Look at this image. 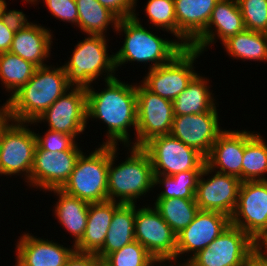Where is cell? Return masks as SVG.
<instances>
[{"label": "cell", "instance_id": "6da1fadb", "mask_svg": "<svg viewBox=\"0 0 267 266\" xmlns=\"http://www.w3.org/2000/svg\"><path fill=\"white\" fill-rule=\"evenodd\" d=\"M105 83L107 88L99 93L92 86L86 88L87 121L99 119L108 126V138L102 145L117 146L119 141L129 147L128 127L137 129L136 85L126 84L116 77Z\"/></svg>", "mask_w": 267, "mask_h": 266}, {"label": "cell", "instance_id": "7a4b0ae2", "mask_svg": "<svg viewBox=\"0 0 267 266\" xmlns=\"http://www.w3.org/2000/svg\"><path fill=\"white\" fill-rule=\"evenodd\" d=\"M70 87L63 65L37 67L31 79L7 99L14 121H35Z\"/></svg>", "mask_w": 267, "mask_h": 266}, {"label": "cell", "instance_id": "3957f363", "mask_svg": "<svg viewBox=\"0 0 267 266\" xmlns=\"http://www.w3.org/2000/svg\"><path fill=\"white\" fill-rule=\"evenodd\" d=\"M115 31L125 33L123 46L114 54L116 69L128 61L151 62L148 69H154L169 63L185 48L177 39L166 40L144 28L136 12L131 18L120 19Z\"/></svg>", "mask_w": 267, "mask_h": 266}, {"label": "cell", "instance_id": "277c9868", "mask_svg": "<svg viewBox=\"0 0 267 266\" xmlns=\"http://www.w3.org/2000/svg\"><path fill=\"white\" fill-rule=\"evenodd\" d=\"M117 149V146L110 145L108 200L122 204H136L139 196L154 188L150 157L141 147H130L128 148L130 157L128 155L124 162L114 167Z\"/></svg>", "mask_w": 267, "mask_h": 266}, {"label": "cell", "instance_id": "5b68a950", "mask_svg": "<svg viewBox=\"0 0 267 266\" xmlns=\"http://www.w3.org/2000/svg\"><path fill=\"white\" fill-rule=\"evenodd\" d=\"M87 36L76 44L72 57L63 65L68 82L73 87L87 88L103 73L105 81L115 78L114 54L107 53L106 36Z\"/></svg>", "mask_w": 267, "mask_h": 266}, {"label": "cell", "instance_id": "8992f818", "mask_svg": "<svg viewBox=\"0 0 267 266\" xmlns=\"http://www.w3.org/2000/svg\"><path fill=\"white\" fill-rule=\"evenodd\" d=\"M109 163L110 145L101 144L88 156L82 153L61 190L89 203L107 201Z\"/></svg>", "mask_w": 267, "mask_h": 266}, {"label": "cell", "instance_id": "52a82bcc", "mask_svg": "<svg viewBox=\"0 0 267 266\" xmlns=\"http://www.w3.org/2000/svg\"><path fill=\"white\" fill-rule=\"evenodd\" d=\"M150 157L153 174L172 176L188 170H203L206 158L170 134L156 136L141 147Z\"/></svg>", "mask_w": 267, "mask_h": 266}, {"label": "cell", "instance_id": "ba28073f", "mask_svg": "<svg viewBox=\"0 0 267 266\" xmlns=\"http://www.w3.org/2000/svg\"><path fill=\"white\" fill-rule=\"evenodd\" d=\"M257 243L240 228L229 225L208 247L193 256L186 266H244Z\"/></svg>", "mask_w": 267, "mask_h": 266}, {"label": "cell", "instance_id": "9c48e42d", "mask_svg": "<svg viewBox=\"0 0 267 266\" xmlns=\"http://www.w3.org/2000/svg\"><path fill=\"white\" fill-rule=\"evenodd\" d=\"M199 55V50L185 47L169 63L149 69L141 84L150 92L173 101L197 74L193 63Z\"/></svg>", "mask_w": 267, "mask_h": 266}, {"label": "cell", "instance_id": "30bf717a", "mask_svg": "<svg viewBox=\"0 0 267 266\" xmlns=\"http://www.w3.org/2000/svg\"><path fill=\"white\" fill-rule=\"evenodd\" d=\"M26 122L13 121L0 139V175H25L30 183L34 151L37 145L36 133ZM20 173V174H19Z\"/></svg>", "mask_w": 267, "mask_h": 266}, {"label": "cell", "instance_id": "8fae6325", "mask_svg": "<svg viewBox=\"0 0 267 266\" xmlns=\"http://www.w3.org/2000/svg\"><path fill=\"white\" fill-rule=\"evenodd\" d=\"M231 225L256 243L267 235V180L242 182Z\"/></svg>", "mask_w": 267, "mask_h": 266}, {"label": "cell", "instance_id": "7c38bea8", "mask_svg": "<svg viewBox=\"0 0 267 266\" xmlns=\"http://www.w3.org/2000/svg\"><path fill=\"white\" fill-rule=\"evenodd\" d=\"M137 129L136 142L132 147H142L150 139L170 134L174 110L173 102L136 85Z\"/></svg>", "mask_w": 267, "mask_h": 266}, {"label": "cell", "instance_id": "4fadbf2b", "mask_svg": "<svg viewBox=\"0 0 267 266\" xmlns=\"http://www.w3.org/2000/svg\"><path fill=\"white\" fill-rule=\"evenodd\" d=\"M77 144L68 151H46L36 145L30 174V186L43 190L61 189L68 181L83 153Z\"/></svg>", "mask_w": 267, "mask_h": 266}, {"label": "cell", "instance_id": "5bb4252c", "mask_svg": "<svg viewBox=\"0 0 267 266\" xmlns=\"http://www.w3.org/2000/svg\"><path fill=\"white\" fill-rule=\"evenodd\" d=\"M214 173L206 164L197 183L195 200L199 210L223 213L231 218L239 196L242 181L235 176L215 171ZM207 180L203 176H207Z\"/></svg>", "mask_w": 267, "mask_h": 266}, {"label": "cell", "instance_id": "9a60e30c", "mask_svg": "<svg viewBox=\"0 0 267 266\" xmlns=\"http://www.w3.org/2000/svg\"><path fill=\"white\" fill-rule=\"evenodd\" d=\"M42 121L47 122L49 130L63 132L74 138L83 133L87 124L86 88L71 87L30 125Z\"/></svg>", "mask_w": 267, "mask_h": 266}, {"label": "cell", "instance_id": "2e32d148", "mask_svg": "<svg viewBox=\"0 0 267 266\" xmlns=\"http://www.w3.org/2000/svg\"><path fill=\"white\" fill-rule=\"evenodd\" d=\"M135 240L155 258H177V235L153 207L137 209Z\"/></svg>", "mask_w": 267, "mask_h": 266}, {"label": "cell", "instance_id": "e0dca14e", "mask_svg": "<svg viewBox=\"0 0 267 266\" xmlns=\"http://www.w3.org/2000/svg\"><path fill=\"white\" fill-rule=\"evenodd\" d=\"M219 124L217 110L174 116L170 135L196 149L206 158L212 145L224 131Z\"/></svg>", "mask_w": 267, "mask_h": 266}, {"label": "cell", "instance_id": "ac0fdd59", "mask_svg": "<svg viewBox=\"0 0 267 266\" xmlns=\"http://www.w3.org/2000/svg\"><path fill=\"white\" fill-rule=\"evenodd\" d=\"M231 224L229 216L215 211L199 210L189 226L177 234V258L192 253L187 262L208 247Z\"/></svg>", "mask_w": 267, "mask_h": 266}, {"label": "cell", "instance_id": "d6986e66", "mask_svg": "<svg viewBox=\"0 0 267 266\" xmlns=\"http://www.w3.org/2000/svg\"><path fill=\"white\" fill-rule=\"evenodd\" d=\"M244 29L243 17L237 0H219L212 11L205 31L190 47L202 53L207 49L206 47L215 42V38L218 37L223 43Z\"/></svg>", "mask_w": 267, "mask_h": 266}, {"label": "cell", "instance_id": "ffe728a7", "mask_svg": "<svg viewBox=\"0 0 267 266\" xmlns=\"http://www.w3.org/2000/svg\"><path fill=\"white\" fill-rule=\"evenodd\" d=\"M52 241L24 233L16 244L15 266H64L75 246L67 248Z\"/></svg>", "mask_w": 267, "mask_h": 266}, {"label": "cell", "instance_id": "44dd1931", "mask_svg": "<svg viewBox=\"0 0 267 266\" xmlns=\"http://www.w3.org/2000/svg\"><path fill=\"white\" fill-rule=\"evenodd\" d=\"M245 130H225L219 135L206 157V165L216 172L238 177L242 181Z\"/></svg>", "mask_w": 267, "mask_h": 266}, {"label": "cell", "instance_id": "7402d4cb", "mask_svg": "<svg viewBox=\"0 0 267 266\" xmlns=\"http://www.w3.org/2000/svg\"><path fill=\"white\" fill-rule=\"evenodd\" d=\"M218 1L174 0L177 39L184 47H190L205 31L212 11Z\"/></svg>", "mask_w": 267, "mask_h": 266}, {"label": "cell", "instance_id": "603a6c76", "mask_svg": "<svg viewBox=\"0 0 267 266\" xmlns=\"http://www.w3.org/2000/svg\"><path fill=\"white\" fill-rule=\"evenodd\" d=\"M50 31L37 24L21 29L14 34L9 52L20 56L36 67L46 66L44 60L50 57L53 42Z\"/></svg>", "mask_w": 267, "mask_h": 266}, {"label": "cell", "instance_id": "cb8c5ba5", "mask_svg": "<svg viewBox=\"0 0 267 266\" xmlns=\"http://www.w3.org/2000/svg\"><path fill=\"white\" fill-rule=\"evenodd\" d=\"M121 204L110 200L89 204L85 233L76 251L97 253L103 247L113 214Z\"/></svg>", "mask_w": 267, "mask_h": 266}, {"label": "cell", "instance_id": "d4e9b609", "mask_svg": "<svg viewBox=\"0 0 267 266\" xmlns=\"http://www.w3.org/2000/svg\"><path fill=\"white\" fill-rule=\"evenodd\" d=\"M55 193L58 200L55 204L54 212L58 222L75 237L74 246L82 239L88 220L89 202L71 196L61 189H52L49 192Z\"/></svg>", "mask_w": 267, "mask_h": 266}, {"label": "cell", "instance_id": "484cf974", "mask_svg": "<svg viewBox=\"0 0 267 266\" xmlns=\"http://www.w3.org/2000/svg\"><path fill=\"white\" fill-rule=\"evenodd\" d=\"M135 204H121L114 212L103 247L96 253L106 258L135 240Z\"/></svg>", "mask_w": 267, "mask_h": 266}, {"label": "cell", "instance_id": "4316f807", "mask_svg": "<svg viewBox=\"0 0 267 266\" xmlns=\"http://www.w3.org/2000/svg\"><path fill=\"white\" fill-rule=\"evenodd\" d=\"M208 80L198 73L172 102L174 116L201 114L210 110H217L216 101L210 92ZM212 95V96H211Z\"/></svg>", "mask_w": 267, "mask_h": 266}, {"label": "cell", "instance_id": "83f0119b", "mask_svg": "<svg viewBox=\"0 0 267 266\" xmlns=\"http://www.w3.org/2000/svg\"><path fill=\"white\" fill-rule=\"evenodd\" d=\"M222 44L228 55L235 59L267 62V33L244 29Z\"/></svg>", "mask_w": 267, "mask_h": 266}, {"label": "cell", "instance_id": "f1b7e54d", "mask_svg": "<svg viewBox=\"0 0 267 266\" xmlns=\"http://www.w3.org/2000/svg\"><path fill=\"white\" fill-rule=\"evenodd\" d=\"M78 8V27L87 35H102L112 24L117 29L119 18L97 0H75Z\"/></svg>", "mask_w": 267, "mask_h": 266}, {"label": "cell", "instance_id": "f546056e", "mask_svg": "<svg viewBox=\"0 0 267 266\" xmlns=\"http://www.w3.org/2000/svg\"><path fill=\"white\" fill-rule=\"evenodd\" d=\"M264 173H267V143L259 133L245 130L242 182L266 181Z\"/></svg>", "mask_w": 267, "mask_h": 266}, {"label": "cell", "instance_id": "4dcf8cb0", "mask_svg": "<svg viewBox=\"0 0 267 266\" xmlns=\"http://www.w3.org/2000/svg\"><path fill=\"white\" fill-rule=\"evenodd\" d=\"M154 208L177 235L191 224L199 207L195 199H156Z\"/></svg>", "mask_w": 267, "mask_h": 266}, {"label": "cell", "instance_id": "1f68e13d", "mask_svg": "<svg viewBox=\"0 0 267 266\" xmlns=\"http://www.w3.org/2000/svg\"><path fill=\"white\" fill-rule=\"evenodd\" d=\"M36 68L16 54L0 53V80L11 96L31 79Z\"/></svg>", "mask_w": 267, "mask_h": 266}, {"label": "cell", "instance_id": "d6a6232c", "mask_svg": "<svg viewBox=\"0 0 267 266\" xmlns=\"http://www.w3.org/2000/svg\"><path fill=\"white\" fill-rule=\"evenodd\" d=\"M201 172L202 170H188L172 176L154 174V187L158 184L165 186V189L157 195V199H195Z\"/></svg>", "mask_w": 267, "mask_h": 266}, {"label": "cell", "instance_id": "836d02e7", "mask_svg": "<svg viewBox=\"0 0 267 266\" xmlns=\"http://www.w3.org/2000/svg\"><path fill=\"white\" fill-rule=\"evenodd\" d=\"M146 14L156 28L170 31L177 38V21L174 0H148Z\"/></svg>", "mask_w": 267, "mask_h": 266}, {"label": "cell", "instance_id": "e575fe53", "mask_svg": "<svg viewBox=\"0 0 267 266\" xmlns=\"http://www.w3.org/2000/svg\"><path fill=\"white\" fill-rule=\"evenodd\" d=\"M245 29L267 33V0H237Z\"/></svg>", "mask_w": 267, "mask_h": 266}, {"label": "cell", "instance_id": "d590c367", "mask_svg": "<svg viewBox=\"0 0 267 266\" xmlns=\"http://www.w3.org/2000/svg\"><path fill=\"white\" fill-rule=\"evenodd\" d=\"M153 257L137 240L109 254L106 259L112 266H146Z\"/></svg>", "mask_w": 267, "mask_h": 266}, {"label": "cell", "instance_id": "8d00e7d4", "mask_svg": "<svg viewBox=\"0 0 267 266\" xmlns=\"http://www.w3.org/2000/svg\"><path fill=\"white\" fill-rule=\"evenodd\" d=\"M37 145L46 151H68L76 145V140L72 135L63 132L49 130L45 132L44 136L36 134Z\"/></svg>", "mask_w": 267, "mask_h": 266}, {"label": "cell", "instance_id": "74e56055", "mask_svg": "<svg viewBox=\"0 0 267 266\" xmlns=\"http://www.w3.org/2000/svg\"><path fill=\"white\" fill-rule=\"evenodd\" d=\"M38 0H35L37 3ZM52 16L63 22L78 25V8L75 0H43Z\"/></svg>", "mask_w": 267, "mask_h": 266}, {"label": "cell", "instance_id": "f35d334b", "mask_svg": "<svg viewBox=\"0 0 267 266\" xmlns=\"http://www.w3.org/2000/svg\"><path fill=\"white\" fill-rule=\"evenodd\" d=\"M0 19L14 33L20 31L23 28L33 25L32 22H28L26 14L18 10H7V2L0 0Z\"/></svg>", "mask_w": 267, "mask_h": 266}, {"label": "cell", "instance_id": "ab89813d", "mask_svg": "<svg viewBox=\"0 0 267 266\" xmlns=\"http://www.w3.org/2000/svg\"><path fill=\"white\" fill-rule=\"evenodd\" d=\"M119 19L131 18L135 14L137 0H97Z\"/></svg>", "mask_w": 267, "mask_h": 266}, {"label": "cell", "instance_id": "60d3db41", "mask_svg": "<svg viewBox=\"0 0 267 266\" xmlns=\"http://www.w3.org/2000/svg\"><path fill=\"white\" fill-rule=\"evenodd\" d=\"M64 266H94V253L75 250Z\"/></svg>", "mask_w": 267, "mask_h": 266}, {"label": "cell", "instance_id": "b9f144b4", "mask_svg": "<svg viewBox=\"0 0 267 266\" xmlns=\"http://www.w3.org/2000/svg\"><path fill=\"white\" fill-rule=\"evenodd\" d=\"M14 34L0 19V53L9 52Z\"/></svg>", "mask_w": 267, "mask_h": 266}, {"label": "cell", "instance_id": "7bdbcfd3", "mask_svg": "<svg viewBox=\"0 0 267 266\" xmlns=\"http://www.w3.org/2000/svg\"><path fill=\"white\" fill-rule=\"evenodd\" d=\"M14 121L12 111L10 109L8 101H6L3 106L0 107V139L4 131L10 126Z\"/></svg>", "mask_w": 267, "mask_h": 266}, {"label": "cell", "instance_id": "ee69618b", "mask_svg": "<svg viewBox=\"0 0 267 266\" xmlns=\"http://www.w3.org/2000/svg\"><path fill=\"white\" fill-rule=\"evenodd\" d=\"M257 248L247 259L244 266H267V256Z\"/></svg>", "mask_w": 267, "mask_h": 266}, {"label": "cell", "instance_id": "f6af8a7d", "mask_svg": "<svg viewBox=\"0 0 267 266\" xmlns=\"http://www.w3.org/2000/svg\"><path fill=\"white\" fill-rule=\"evenodd\" d=\"M177 258H155L153 257L147 264L146 266H155L158 265V266H175L176 262H177ZM168 261L167 263H171L170 265H165L164 262ZM175 261V262H174ZM174 262V263H173ZM159 263V264H158ZM173 263V265H172ZM162 264V265H161ZM164 264V265H163ZM176 266H186V263L184 262L183 264L180 265V263H178Z\"/></svg>", "mask_w": 267, "mask_h": 266}, {"label": "cell", "instance_id": "bcb514c9", "mask_svg": "<svg viewBox=\"0 0 267 266\" xmlns=\"http://www.w3.org/2000/svg\"><path fill=\"white\" fill-rule=\"evenodd\" d=\"M94 266H112L111 263L103 257H99L94 253Z\"/></svg>", "mask_w": 267, "mask_h": 266}, {"label": "cell", "instance_id": "7dc6e473", "mask_svg": "<svg viewBox=\"0 0 267 266\" xmlns=\"http://www.w3.org/2000/svg\"><path fill=\"white\" fill-rule=\"evenodd\" d=\"M257 248L260 250L263 248V253L267 256V235L259 243H257Z\"/></svg>", "mask_w": 267, "mask_h": 266}, {"label": "cell", "instance_id": "c3c4849f", "mask_svg": "<svg viewBox=\"0 0 267 266\" xmlns=\"http://www.w3.org/2000/svg\"><path fill=\"white\" fill-rule=\"evenodd\" d=\"M24 1H26V2H30L31 4H35L34 2H35V0H24Z\"/></svg>", "mask_w": 267, "mask_h": 266}]
</instances>
